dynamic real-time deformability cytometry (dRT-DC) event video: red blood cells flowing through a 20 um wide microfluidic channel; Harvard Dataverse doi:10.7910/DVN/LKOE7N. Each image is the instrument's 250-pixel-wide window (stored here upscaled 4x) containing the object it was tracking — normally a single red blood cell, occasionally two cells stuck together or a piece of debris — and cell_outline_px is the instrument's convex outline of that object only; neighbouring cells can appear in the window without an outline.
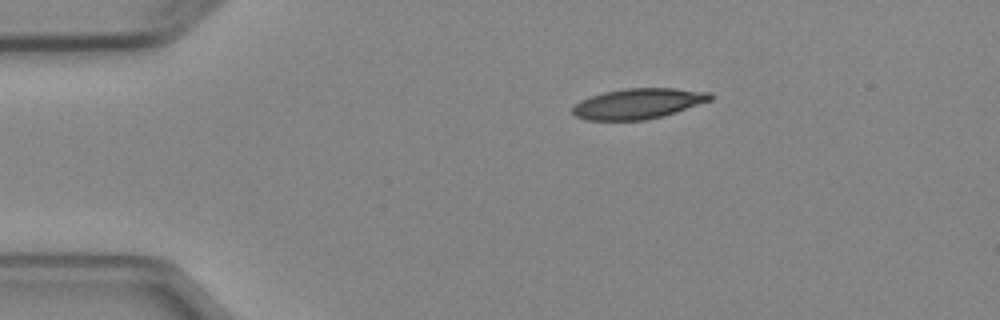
{"species": "Egyptian fruit bat (a non-hibernating species)", "species_latin": "Rousettus aegyptiacus", "temperature_condition": "cold", "stored_images_in_passage": 4, "camera_frame_rate_fps": 3000, "um_per_image_px": 0.085, "animal": {"sex": "female"}, "frame": {"image": 1, "passage_image": 1, "time_ms": 0.0, "image_size_px": [1000, 320], "cell_outline_px": [[712, 100], [676, 112], [644, 120], [584, 120], [576, 116], [572, 112], [572, 108], [580, 100], [604, 92], [624, 88], [672, 88], [712, 92]], "centroid_in_image_um": [54.25, 8.8], "position_along_channel_um": 30.7, "area_um2": 24.33}}
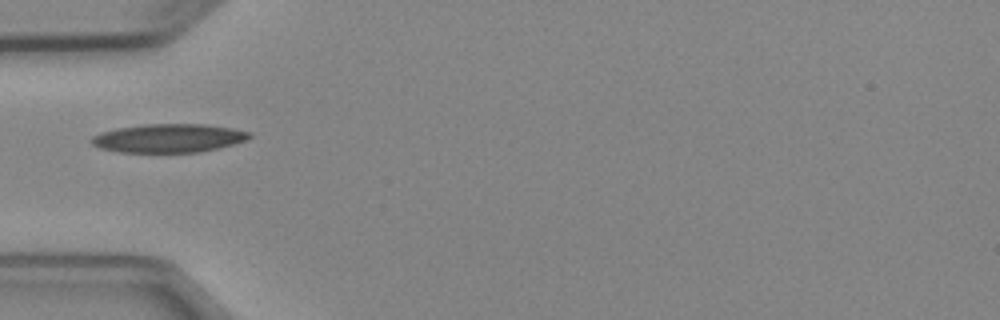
{"frame": {"image": 2, "passage_image": 3, "time_ms": 2.333, "image_size_px": [1000, 320], "cell_outline_px": [[252, 136], [244, 140], [220, 148], [200, 152], [120, 152], [100, 148], [92, 144], [88, 140], [92, 136], [100, 132], [116, 128], [144, 124], [204, 124], [232, 128], [252, 132]], "centroid_in_image_um": [14.31, 11.74], "position_along_channel_um": 70.7, "area_um2": 26.41}}
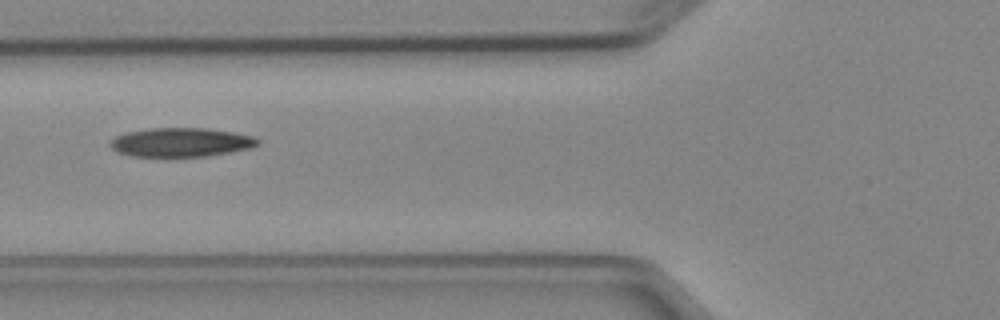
{"frame": {"image": 3, "passage_image": 4, "time_ms": 3.333, "image_size_px": [1000, 320], "cell_outline_px": [[260, 144], [248, 148], [208, 156], [132, 156], [116, 152], [108, 144], [108, 140], [116, 136], [128, 132], [148, 128], [208, 128], [232, 132], [252, 136], [260, 140]], "centroid_in_image_um": [15.33, 12.09], "position_along_channel_um": 110.5, "area_um2": 24.85}}